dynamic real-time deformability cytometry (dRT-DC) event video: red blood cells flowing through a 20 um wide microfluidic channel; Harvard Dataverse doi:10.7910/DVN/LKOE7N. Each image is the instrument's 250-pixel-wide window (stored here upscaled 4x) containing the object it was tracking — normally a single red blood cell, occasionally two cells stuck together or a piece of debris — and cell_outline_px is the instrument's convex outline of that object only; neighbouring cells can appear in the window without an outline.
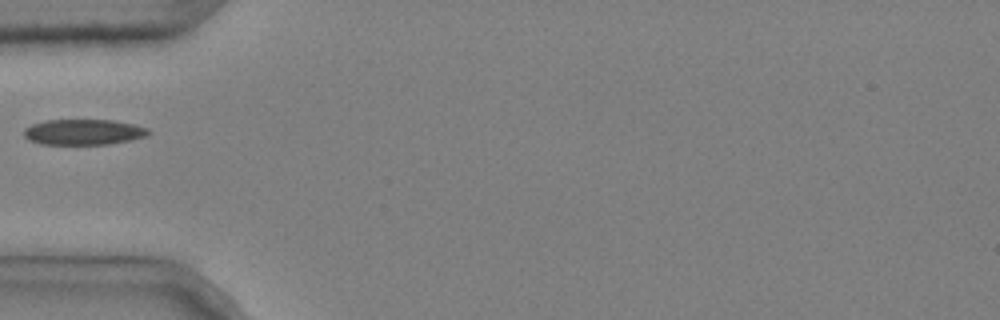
{"species": "common noctule bat (a hibernating species)", "species_latin": "Nyctalus noctula", "temperature_condition": "cold", "stored_images_in_passage": 1, "camera_frame_rate_fps": 3000, "um_per_image_px": 0.085, "animal": {"sex": "male", "body_mass_g": 20.4}, "frame": {"image": 1, "passage_image": 1, "time_ms": 0.0, "image_size_px": [1000, 320], "cell_outline_px": [[152, 132], [148, 136], [108, 144], [40, 144], [28, 140], [24, 136], [24, 128], [32, 124], [44, 120], [112, 120], [132, 124], [148, 128]], "centroid_in_image_um": [7.08, 11.22], "position_along_channel_um": 77.9, "area_um2": 18.61}}